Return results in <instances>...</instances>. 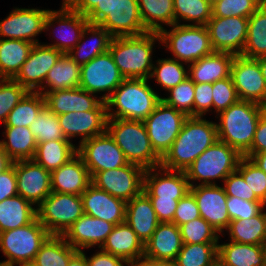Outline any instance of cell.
Instances as JSON below:
<instances>
[{"label": "cell", "mask_w": 266, "mask_h": 266, "mask_svg": "<svg viewBox=\"0 0 266 266\" xmlns=\"http://www.w3.org/2000/svg\"><path fill=\"white\" fill-rule=\"evenodd\" d=\"M217 140L215 122L203 117H188L170 150L161 159V166L169 170L185 171Z\"/></svg>", "instance_id": "6da1fadb"}, {"label": "cell", "mask_w": 266, "mask_h": 266, "mask_svg": "<svg viewBox=\"0 0 266 266\" xmlns=\"http://www.w3.org/2000/svg\"><path fill=\"white\" fill-rule=\"evenodd\" d=\"M264 113L265 106L238 100L217 114L218 140L225 142L244 156L251 149L258 121Z\"/></svg>", "instance_id": "7a4b0ae2"}, {"label": "cell", "mask_w": 266, "mask_h": 266, "mask_svg": "<svg viewBox=\"0 0 266 266\" xmlns=\"http://www.w3.org/2000/svg\"><path fill=\"white\" fill-rule=\"evenodd\" d=\"M157 41L161 44L159 32L112 38L109 51L125 79H150L154 64L153 46Z\"/></svg>", "instance_id": "3957f363"}, {"label": "cell", "mask_w": 266, "mask_h": 266, "mask_svg": "<svg viewBox=\"0 0 266 266\" xmlns=\"http://www.w3.org/2000/svg\"><path fill=\"white\" fill-rule=\"evenodd\" d=\"M149 79H124L105 101L108 118L144 121L161 101Z\"/></svg>", "instance_id": "277c9868"}, {"label": "cell", "mask_w": 266, "mask_h": 266, "mask_svg": "<svg viewBox=\"0 0 266 266\" xmlns=\"http://www.w3.org/2000/svg\"><path fill=\"white\" fill-rule=\"evenodd\" d=\"M106 131L122 150L129 163L146 169L161 166L143 121L108 118Z\"/></svg>", "instance_id": "5b68a950"}, {"label": "cell", "mask_w": 266, "mask_h": 266, "mask_svg": "<svg viewBox=\"0 0 266 266\" xmlns=\"http://www.w3.org/2000/svg\"><path fill=\"white\" fill-rule=\"evenodd\" d=\"M243 156L234 148L217 140L201 153L185 170L189 185L200 181L199 185H216L215 179H224L237 170Z\"/></svg>", "instance_id": "8992f818"}, {"label": "cell", "mask_w": 266, "mask_h": 266, "mask_svg": "<svg viewBox=\"0 0 266 266\" xmlns=\"http://www.w3.org/2000/svg\"><path fill=\"white\" fill-rule=\"evenodd\" d=\"M160 32L161 43L172 58L189 65L214 52L208 30L204 25L174 24Z\"/></svg>", "instance_id": "52a82bcc"}, {"label": "cell", "mask_w": 266, "mask_h": 266, "mask_svg": "<svg viewBox=\"0 0 266 266\" xmlns=\"http://www.w3.org/2000/svg\"><path fill=\"white\" fill-rule=\"evenodd\" d=\"M50 236L37 217L29 224L0 233V248L7 258L0 266L32 263L40 246Z\"/></svg>", "instance_id": "ba28073f"}, {"label": "cell", "mask_w": 266, "mask_h": 266, "mask_svg": "<svg viewBox=\"0 0 266 266\" xmlns=\"http://www.w3.org/2000/svg\"><path fill=\"white\" fill-rule=\"evenodd\" d=\"M38 221L50 235L62 236L83 214L81 195L51 192L36 208Z\"/></svg>", "instance_id": "9c48e42d"}, {"label": "cell", "mask_w": 266, "mask_h": 266, "mask_svg": "<svg viewBox=\"0 0 266 266\" xmlns=\"http://www.w3.org/2000/svg\"><path fill=\"white\" fill-rule=\"evenodd\" d=\"M187 118L184 113L161 100L154 111L143 121L151 146L161 159L170 150Z\"/></svg>", "instance_id": "30bf717a"}, {"label": "cell", "mask_w": 266, "mask_h": 266, "mask_svg": "<svg viewBox=\"0 0 266 266\" xmlns=\"http://www.w3.org/2000/svg\"><path fill=\"white\" fill-rule=\"evenodd\" d=\"M124 79L108 50L81 66L79 87L106 101Z\"/></svg>", "instance_id": "8fae6325"}, {"label": "cell", "mask_w": 266, "mask_h": 266, "mask_svg": "<svg viewBox=\"0 0 266 266\" xmlns=\"http://www.w3.org/2000/svg\"><path fill=\"white\" fill-rule=\"evenodd\" d=\"M144 173L143 167L128 163L117 169L96 172L91 178L96 188L128 202L143 191Z\"/></svg>", "instance_id": "7c38bea8"}, {"label": "cell", "mask_w": 266, "mask_h": 266, "mask_svg": "<svg viewBox=\"0 0 266 266\" xmlns=\"http://www.w3.org/2000/svg\"><path fill=\"white\" fill-rule=\"evenodd\" d=\"M77 153L83 159L91 177L96 172L117 169L129 163L107 131L80 143Z\"/></svg>", "instance_id": "4fadbf2b"}, {"label": "cell", "mask_w": 266, "mask_h": 266, "mask_svg": "<svg viewBox=\"0 0 266 266\" xmlns=\"http://www.w3.org/2000/svg\"><path fill=\"white\" fill-rule=\"evenodd\" d=\"M205 26L214 51L242 55L247 40L248 18L212 16Z\"/></svg>", "instance_id": "5bb4252c"}, {"label": "cell", "mask_w": 266, "mask_h": 266, "mask_svg": "<svg viewBox=\"0 0 266 266\" xmlns=\"http://www.w3.org/2000/svg\"><path fill=\"white\" fill-rule=\"evenodd\" d=\"M230 76L239 100L266 105V82L256 59L234 56Z\"/></svg>", "instance_id": "9a60e30c"}, {"label": "cell", "mask_w": 266, "mask_h": 266, "mask_svg": "<svg viewBox=\"0 0 266 266\" xmlns=\"http://www.w3.org/2000/svg\"><path fill=\"white\" fill-rule=\"evenodd\" d=\"M50 9L15 8L0 21V39H19L39 43L36 36L45 32V19Z\"/></svg>", "instance_id": "2e32d148"}, {"label": "cell", "mask_w": 266, "mask_h": 266, "mask_svg": "<svg viewBox=\"0 0 266 266\" xmlns=\"http://www.w3.org/2000/svg\"><path fill=\"white\" fill-rule=\"evenodd\" d=\"M63 53L45 44H34L28 58L13 78L28 92H42V85L48 71L56 64Z\"/></svg>", "instance_id": "e0dca14e"}, {"label": "cell", "mask_w": 266, "mask_h": 266, "mask_svg": "<svg viewBox=\"0 0 266 266\" xmlns=\"http://www.w3.org/2000/svg\"><path fill=\"white\" fill-rule=\"evenodd\" d=\"M58 24L59 29L56 41L53 44H45L53 47L62 53H68L79 42L81 35L89 23L86 16L70 9L63 1L59 10H50L45 19V31H49L51 26ZM68 30V31H67ZM55 33L54 31L52 32ZM59 36V37H58ZM60 40V41H59Z\"/></svg>", "instance_id": "ac0fdd59"}, {"label": "cell", "mask_w": 266, "mask_h": 266, "mask_svg": "<svg viewBox=\"0 0 266 266\" xmlns=\"http://www.w3.org/2000/svg\"><path fill=\"white\" fill-rule=\"evenodd\" d=\"M189 191L196 200L200 216L223 236L224 229L228 228L231 221L227 211L228 196L223 186L195 183L194 186H190Z\"/></svg>", "instance_id": "d6986e66"}, {"label": "cell", "mask_w": 266, "mask_h": 266, "mask_svg": "<svg viewBox=\"0 0 266 266\" xmlns=\"http://www.w3.org/2000/svg\"><path fill=\"white\" fill-rule=\"evenodd\" d=\"M18 195L37 208L52 192L51 172L33 159L15 161Z\"/></svg>", "instance_id": "ffe728a7"}, {"label": "cell", "mask_w": 266, "mask_h": 266, "mask_svg": "<svg viewBox=\"0 0 266 266\" xmlns=\"http://www.w3.org/2000/svg\"><path fill=\"white\" fill-rule=\"evenodd\" d=\"M189 189L185 171L169 170L162 166L145 170L143 191L149 198L180 200Z\"/></svg>", "instance_id": "44dd1931"}, {"label": "cell", "mask_w": 266, "mask_h": 266, "mask_svg": "<svg viewBox=\"0 0 266 266\" xmlns=\"http://www.w3.org/2000/svg\"><path fill=\"white\" fill-rule=\"evenodd\" d=\"M41 94L45 97L46 107L57 116L76 111L107 110L105 101L81 87Z\"/></svg>", "instance_id": "7402d4cb"}, {"label": "cell", "mask_w": 266, "mask_h": 266, "mask_svg": "<svg viewBox=\"0 0 266 266\" xmlns=\"http://www.w3.org/2000/svg\"><path fill=\"white\" fill-rule=\"evenodd\" d=\"M65 138L72 142L73 137H81L79 144L107 129V110L69 112L58 116ZM78 136V137H77Z\"/></svg>", "instance_id": "603a6c76"}, {"label": "cell", "mask_w": 266, "mask_h": 266, "mask_svg": "<svg viewBox=\"0 0 266 266\" xmlns=\"http://www.w3.org/2000/svg\"><path fill=\"white\" fill-rule=\"evenodd\" d=\"M114 227L110 222L83 214L62 237L76 250L82 251L95 246L100 248Z\"/></svg>", "instance_id": "cb8c5ba5"}, {"label": "cell", "mask_w": 266, "mask_h": 266, "mask_svg": "<svg viewBox=\"0 0 266 266\" xmlns=\"http://www.w3.org/2000/svg\"><path fill=\"white\" fill-rule=\"evenodd\" d=\"M111 36H139L147 33L144 28L137 0H117L109 15L99 24Z\"/></svg>", "instance_id": "d4e9b609"}, {"label": "cell", "mask_w": 266, "mask_h": 266, "mask_svg": "<svg viewBox=\"0 0 266 266\" xmlns=\"http://www.w3.org/2000/svg\"><path fill=\"white\" fill-rule=\"evenodd\" d=\"M84 214L110 222H125L126 202L91 184L82 194Z\"/></svg>", "instance_id": "484cf974"}, {"label": "cell", "mask_w": 266, "mask_h": 266, "mask_svg": "<svg viewBox=\"0 0 266 266\" xmlns=\"http://www.w3.org/2000/svg\"><path fill=\"white\" fill-rule=\"evenodd\" d=\"M91 184L89 170L78 153L51 172L52 192L81 195Z\"/></svg>", "instance_id": "4316f807"}, {"label": "cell", "mask_w": 266, "mask_h": 266, "mask_svg": "<svg viewBox=\"0 0 266 266\" xmlns=\"http://www.w3.org/2000/svg\"><path fill=\"white\" fill-rule=\"evenodd\" d=\"M183 246L179 227L173 222H160L144 244L143 257L174 262Z\"/></svg>", "instance_id": "83f0119b"}, {"label": "cell", "mask_w": 266, "mask_h": 266, "mask_svg": "<svg viewBox=\"0 0 266 266\" xmlns=\"http://www.w3.org/2000/svg\"><path fill=\"white\" fill-rule=\"evenodd\" d=\"M100 249L124 259L130 266H134L144 254L143 242L126 222L115 225Z\"/></svg>", "instance_id": "f1b7e54d"}, {"label": "cell", "mask_w": 266, "mask_h": 266, "mask_svg": "<svg viewBox=\"0 0 266 266\" xmlns=\"http://www.w3.org/2000/svg\"><path fill=\"white\" fill-rule=\"evenodd\" d=\"M125 222L145 244L155 232L160 221L153 209L149 196L142 191L126 202Z\"/></svg>", "instance_id": "f546056e"}, {"label": "cell", "mask_w": 266, "mask_h": 266, "mask_svg": "<svg viewBox=\"0 0 266 266\" xmlns=\"http://www.w3.org/2000/svg\"><path fill=\"white\" fill-rule=\"evenodd\" d=\"M233 54L214 51L188 65V77L194 83H214L230 77Z\"/></svg>", "instance_id": "4dcf8cb0"}, {"label": "cell", "mask_w": 266, "mask_h": 266, "mask_svg": "<svg viewBox=\"0 0 266 266\" xmlns=\"http://www.w3.org/2000/svg\"><path fill=\"white\" fill-rule=\"evenodd\" d=\"M86 35L90 37H86ZM86 38H88V43L85 41ZM112 38L111 34L104 27L88 23L77 45L67 54L78 65L82 66L99 54L108 51ZM89 42L91 43L89 44Z\"/></svg>", "instance_id": "1f68e13d"}, {"label": "cell", "mask_w": 266, "mask_h": 266, "mask_svg": "<svg viewBox=\"0 0 266 266\" xmlns=\"http://www.w3.org/2000/svg\"><path fill=\"white\" fill-rule=\"evenodd\" d=\"M218 262L222 266H266L263 244H241L230 241L218 244Z\"/></svg>", "instance_id": "d6a6232c"}, {"label": "cell", "mask_w": 266, "mask_h": 266, "mask_svg": "<svg viewBox=\"0 0 266 266\" xmlns=\"http://www.w3.org/2000/svg\"><path fill=\"white\" fill-rule=\"evenodd\" d=\"M80 71L81 66L68 56L67 53H63L56 64L48 71L42 85V92L79 87Z\"/></svg>", "instance_id": "836d02e7"}, {"label": "cell", "mask_w": 266, "mask_h": 266, "mask_svg": "<svg viewBox=\"0 0 266 266\" xmlns=\"http://www.w3.org/2000/svg\"><path fill=\"white\" fill-rule=\"evenodd\" d=\"M5 140L0 144L6 151L8 157L14 162L19 160L33 159L37 141L29 127L4 126Z\"/></svg>", "instance_id": "e575fe53"}, {"label": "cell", "mask_w": 266, "mask_h": 266, "mask_svg": "<svg viewBox=\"0 0 266 266\" xmlns=\"http://www.w3.org/2000/svg\"><path fill=\"white\" fill-rule=\"evenodd\" d=\"M37 217L33 204L20 195L0 202V233L31 223Z\"/></svg>", "instance_id": "d590c367"}, {"label": "cell", "mask_w": 266, "mask_h": 266, "mask_svg": "<svg viewBox=\"0 0 266 266\" xmlns=\"http://www.w3.org/2000/svg\"><path fill=\"white\" fill-rule=\"evenodd\" d=\"M77 154V146L70 140H50L38 143L33 160L52 172Z\"/></svg>", "instance_id": "8d00e7d4"}, {"label": "cell", "mask_w": 266, "mask_h": 266, "mask_svg": "<svg viewBox=\"0 0 266 266\" xmlns=\"http://www.w3.org/2000/svg\"><path fill=\"white\" fill-rule=\"evenodd\" d=\"M144 28L148 32H160L175 24L173 0H137Z\"/></svg>", "instance_id": "74e56055"}, {"label": "cell", "mask_w": 266, "mask_h": 266, "mask_svg": "<svg viewBox=\"0 0 266 266\" xmlns=\"http://www.w3.org/2000/svg\"><path fill=\"white\" fill-rule=\"evenodd\" d=\"M33 45L19 39H0V76L13 79L28 58Z\"/></svg>", "instance_id": "f35d334b"}, {"label": "cell", "mask_w": 266, "mask_h": 266, "mask_svg": "<svg viewBox=\"0 0 266 266\" xmlns=\"http://www.w3.org/2000/svg\"><path fill=\"white\" fill-rule=\"evenodd\" d=\"M229 241L241 244H263L266 236V212L265 208L250 219L232 220L226 230Z\"/></svg>", "instance_id": "ab89813d"}, {"label": "cell", "mask_w": 266, "mask_h": 266, "mask_svg": "<svg viewBox=\"0 0 266 266\" xmlns=\"http://www.w3.org/2000/svg\"><path fill=\"white\" fill-rule=\"evenodd\" d=\"M241 56L250 59L266 56V0L248 18L247 40Z\"/></svg>", "instance_id": "60d3db41"}, {"label": "cell", "mask_w": 266, "mask_h": 266, "mask_svg": "<svg viewBox=\"0 0 266 266\" xmlns=\"http://www.w3.org/2000/svg\"><path fill=\"white\" fill-rule=\"evenodd\" d=\"M62 236L50 235L35 255V266H68L71 257L77 252Z\"/></svg>", "instance_id": "b9f144b4"}, {"label": "cell", "mask_w": 266, "mask_h": 266, "mask_svg": "<svg viewBox=\"0 0 266 266\" xmlns=\"http://www.w3.org/2000/svg\"><path fill=\"white\" fill-rule=\"evenodd\" d=\"M45 106V97L41 93L28 92L10 111L3 126L29 127Z\"/></svg>", "instance_id": "7bdbcfd3"}, {"label": "cell", "mask_w": 266, "mask_h": 266, "mask_svg": "<svg viewBox=\"0 0 266 266\" xmlns=\"http://www.w3.org/2000/svg\"><path fill=\"white\" fill-rule=\"evenodd\" d=\"M219 243H183L176 266H213L218 261Z\"/></svg>", "instance_id": "ee69618b"}, {"label": "cell", "mask_w": 266, "mask_h": 266, "mask_svg": "<svg viewBox=\"0 0 266 266\" xmlns=\"http://www.w3.org/2000/svg\"><path fill=\"white\" fill-rule=\"evenodd\" d=\"M174 58H161L153 64L150 79H155L165 91L183 82L188 77V67Z\"/></svg>", "instance_id": "f6af8a7d"}, {"label": "cell", "mask_w": 266, "mask_h": 266, "mask_svg": "<svg viewBox=\"0 0 266 266\" xmlns=\"http://www.w3.org/2000/svg\"><path fill=\"white\" fill-rule=\"evenodd\" d=\"M173 6L175 24L182 20L189 25L205 26L212 17V5L207 0H173Z\"/></svg>", "instance_id": "bcb514c9"}, {"label": "cell", "mask_w": 266, "mask_h": 266, "mask_svg": "<svg viewBox=\"0 0 266 266\" xmlns=\"http://www.w3.org/2000/svg\"><path fill=\"white\" fill-rule=\"evenodd\" d=\"M29 128L36 138L37 144L50 140H68L63 134L58 116L46 106L40 111Z\"/></svg>", "instance_id": "7dc6e473"}, {"label": "cell", "mask_w": 266, "mask_h": 266, "mask_svg": "<svg viewBox=\"0 0 266 266\" xmlns=\"http://www.w3.org/2000/svg\"><path fill=\"white\" fill-rule=\"evenodd\" d=\"M183 243H220V234L202 217L179 226Z\"/></svg>", "instance_id": "c3c4849f"}, {"label": "cell", "mask_w": 266, "mask_h": 266, "mask_svg": "<svg viewBox=\"0 0 266 266\" xmlns=\"http://www.w3.org/2000/svg\"><path fill=\"white\" fill-rule=\"evenodd\" d=\"M168 92L167 98L161 97V100L168 106L184 113L187 117H193L194 82L187 77Z\"/></svg>", "instance_id": "681fc988"}, {"label": "cell", "mask_w": 266, "mask_h": 266, "mask_svg": "<svg viewBox=\"0 0 266 266\" xmlns=\"http://www.w3.org/2000/svg\"><path fill=\"white\" fill-rule=\"evenodd\" d=\"M237 171L254 194L266 204V173L262 171L251 159L242 157Z\"/></svg>", "instance_id": "f907efd6"}, {"label": "cell", "mask_w": 266, "mask_h": 266, "mask_svg": "<svg viewBox=\"0 0 266 266\" xmlns=\"http://www.w3.org/2000/svg\"><path fill=\"white\" fill-rule=\"evenodd\" d=\"M265 0H219L212 6L215 17L249 18Z\"/></svg>", "instance_id": "816d5d0a"}, {"label": "cell", "mask_w": 266, "mask_h": 266, "mask_svg": "<svg viewBox=\"0 0 266 266\" xmlns=\"http://www.w3.org/2000/svg\"><path fill=\"white\" fill-rule=\"evenodd\" d=\"M28 91L14 79L2 78L0 81V123H5L10 111Z\"/></svg>", "instance_id": "f5cc1de1"}, {"label": "cell", "mask_w": 266, "mask_h": 266, "mask_svg": "<svg viewBox=\"0 0 266 266\" xmlns=\"http://www.w3.org/2000/svg\"><path fill=\"white\" fill-rule=\"evenodd\" d=\"M212 98V109L217 114L239 100L231 76L212 83Z\"/></svg>", "instance_id": "db71d44e"}, {"label": "cell", "mask_w": 266, "mask_h": 266, "mask_svg": "<svg viewBox=\"0 0 266 266\" xmlns=\"http://www.w3.org/2000/svg\"><path fill=\"white\" fill-rule=\"evenodd\" d=\"M266 204L263 202H252L237 197L227 198V211L230 216V220L250 219L258 215Z\"/></svg>", "instance_id": "11a10c76"}, {"label": "cell", "mask_w": 266, "mask_h": 266, "mask_svg": "<svg viewBox=\"0 0 266 266\" xmlns=\"http://www.w3.org/2000/svg\"><path fill=\"white\" fill-rule=\"evenodd\" d=\"M223 188L228 197H237L252 202H262L243 179V176L236 170L229 174L223 181Z\"/></svg>", "instance_id": "9f6ffc18"}, {"label": "cell", "mask_w": 266, "mask_h": 266, "mask_svg": "<svg viewBox=\"0 0 266 266\" xmlns=\"http://www.w3.org/2000/svg\"><path fill=\"white\" fill-rule=\"evenodd\" d=\"M200 211L193 194L189 191L177 204L173 223L178 227L197 218H200Z\"/></svg>", "instance_id": "6f0895ef"}, {"label": "cell", "mask_w": 266, "mask_h": 266, "mask_svg": "<svg viewBox=\"0 0 266 266\" xmlns=\"http://www.w3.org/2000/svg\"><path fill=\"white\" fill-rule=\"evenodd\" d=\"M212 105V83H194L193 117H204Z\"/></svg>", "instance_id": "680465c9"}, {"label": "cell", "mask_w": 266, "mask_h": 266, "mask_svg": "<svg viewBox=\"0 0 266 266\" xmlns=\"http://www.w3.org/2000/svg\"><path fill=\"white\" fill-rule=\"evenodd\" d=\"M16 195H18V190L14 161L9 169L0 173V202Z\"/></svg>", "instance_id": "91938a15"}, {"label": "cell", "mask_w": 266, "mask_h": 266, "mask_svg": "<svg viewBox=\"0 0 266 266\" xmlns=\"http://www.w3.org/2000/svg\"><path fill=\"white\" fill-rule=\"evenodd\" d=\"M153 209L160 222H172L179 200L166 198H150Z\"/></svg>", "instance_id": "94428289"}, {"label": "cell", "mask_w": 266, "mask_h": 266, "mask_svg": "<svg viewBox=\"0 0 266 266\" xmlns=\"http://www.w3.org/2000/svg\"><path fill=\"white\" fill-rule=\"evenodd\" d=\"M87 266H130L124 259L104 252L100 249L95 254L87 257Z\"/></svg>", "instance_id": "6125c7cd"}, {"label": "cell", "mask_w": 266, "mask_h": 266, "mask_svg": "<svg viewBox=\"0 0 266 266\" xmlns=\"http://www.w3.org/2000/svg\"><path fill=\"white\" fill-rule=\"evenodd\" d=\"M266 151V112L260 117L251 149L246 154Z\"/></svg>", "instance_id": "be15d7a7"}, {"label": "cell", "mask_w": 266, "mask_h": 266, "mask_svg": "<svg viewBox=\"0 0 266 266\" xmlns=\"http://www.w3.org/2000/svg\"><path fill=\"white\" fill-rule=\"evenodd\" d=\"M117 0H103L97 4L87 15L89 23L99 25L108 15Z\"/></svg>", "instance_id": "e7e4bbea"}, {"label": "cell", "mask_w": 266, "mask_h": 266, "mask_svg": "<svg viewBox=\"0 0 266 266\" xmlns=\"http://www.w3.org/2000/svg\"><path fill=\"white\" fill-rule=\"evenodd\" d=\"M70 9L86 16L97 4L103 0H62Z\"/></svg>", "instance_id": "03108f58"}, {"label": "cell", "mask_w": 266, "mask_h": 266, "mask_svg": "<svg viewBox=\"0 0 266 266\" xmlns=\"http://www.w3.org/2000/svg\"><path fill=\"white\" fill-rule=\"evenodd\" d=\"M134 266H176L174 262L142 257Z\"/></svg>", "instance_id": "003e7915"}, {"label": "cell", "mask_w": 266, "mask_h": 266, "mask_svg": "<svg viewBox=\"0 0 266 266\" xmlns=\"http://www.w3.org/2000/svg\"><path fill=\"white\" fill-rule=\"evenodd\" d=\"M244 157L251 159L262 171L266 173V151L256 154H245Z\"/></svg>", "instance_id": "a7ac6f4b"}, {"label": "cell", "mask_w": 266, "mask_h": 266, "mask_svg": "<svg viewBox=\"0 0 266 266\" xmlns=\"http://www.w3.org/2000/svg\"><path fill=\"white\" fill-rule=\"evenodd\" d=\"M85 251L78 250L70 259L68 266H87Z\"/></svg>", "instance_id": "89a4df30"}, {"label": "cell", "mask_w": 266, "mask_h": 266, "mask_svg": "<svg viewBox=\"0 0 266 266\" xmlns=\"http://www.w3.org/2000/svg\"><path fill=\"white\" fill-rule=\"evenodd\" d=\"M13 165V161L8 157L6 151L0 144V173L6 171Z\"/></svg>", "instance_id": "2644e50d"}, {"label": "cell", "mask_w": 266, "mask_h": 266, "mask_svg": "<svg viewBox=\"0 0 266 266\" xmlns=\"http://www.w3.org/2000/svg\"><path fill=\"white\" fill-rule=\"evenodd\" d=\"M256 60L258 61V64L260 65L262 75L266 82V56L258 57L256 58Z\"/></svg>", "instance_id": "8c879c8a"}, {"label": "cell", "mask_w": 266, "mask_h": 266, "mask_svg": "<svg viewBox=\"0 0 266 266\" xmlns=\"http://www.w3.org/2000/svg\"><path fill=\"white\" fill-rule=\"evenodd\" d=\"M212 6L218 2L219 0H207Z\"/></svg>", "instance_id": "753ad0ef"}, {"label": "cell", "mask_w": 266, "mask_h": 266, "mask_svg": "<svg viewBox=\"0 0 266 266\" xmlns=\"http://www.w3.org/2000/svg\"><path fill=\"white\" fill-rule=\"evenodd\" d=\"M263 249H264L265 254H266V236H265V239H264V242H263Z\"/></svg>", "instance_id": "34e18365"}, {"label": "cell", "mask_w": 266, "mask_h": 266, "mask_svg": "<svg viewBox=\"0 0 266 266\" xmlns=\"http://www.w3.org/2000/svg\"><path fill=\"white\" fill-rule=\"evenodd\" d=\"M18 266H35L33 263H26V264H21V265H18Z\"/></svg>", "instance_id": "11e5206c"}, {"label": "cell", "mask_w": 266, "mask_h": 266, "mask_svg": "<svg viewBox=\"0 0 266 266\" xmlns=\"http://www.w3.org/2000/svg\"><path fill=\"white\" fill-rule=\"evenodd\" d=\"M213 266H222L218 261Z\"/></svg>", "instance_id": "2a66077c"}]
</instances>
